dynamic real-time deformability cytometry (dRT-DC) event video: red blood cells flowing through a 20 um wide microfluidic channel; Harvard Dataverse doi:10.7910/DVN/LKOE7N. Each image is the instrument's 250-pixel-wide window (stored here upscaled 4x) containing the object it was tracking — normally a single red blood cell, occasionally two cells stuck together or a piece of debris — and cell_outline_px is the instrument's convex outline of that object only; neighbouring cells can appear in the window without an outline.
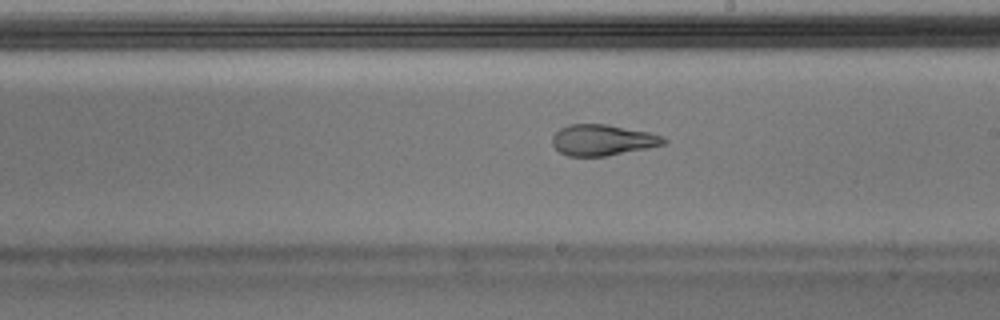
{"species": "Egyptian fruit bat (a non-hibernating species)", "species_latin": "Rousettus aegyptiacus", "temperature_condition": "warm", "stored_images_in_passage": 45, "camera_frame_rate_fps": 3000, "um_per_image_px": 0.085, "animal": {"sex": "male"}, "frame": {"image": 1, "passage_image": 24, "time_ms": 7.667, "image_size_px": [1000, 320], "cell_outline_px": [[668, 140], [664, 144], [648, 148], [608, 156], [568, 156], [560, 152], [552, 144], [552, 136], [560, 128], [568, 124], [608, 124], [648, 132], [664, 136]], "centroid_in_image_um": [51.23, 11.9], "position_along_channel_um": 237.8, "area_um2": 20.23}}
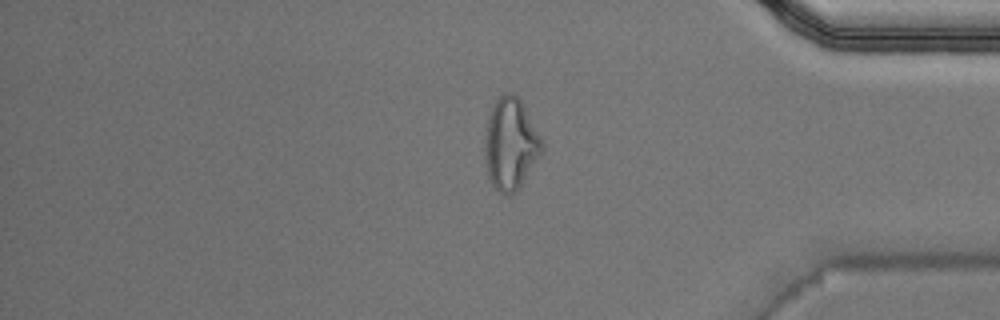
{"frame": {"image": 2, "passage_image": 37, "time_ms": 12.0, "image_size_px": [1000, 320], "cell_outline_px": [[544, 148], [540, 156], [520, 188], [512, 196], [508, 196], [500, 192], [492, 184], [488, 176], [484, 152], [484, 136], [488, 120], [492, 108], [496, 100], [504, 92], [512, 92], [520, 100], [540, 136], [544, 144]], "centroid_in_image_um": [43.4, 12.28], "position_along_channel_um": 391.8, "area_um2": 30.52}}
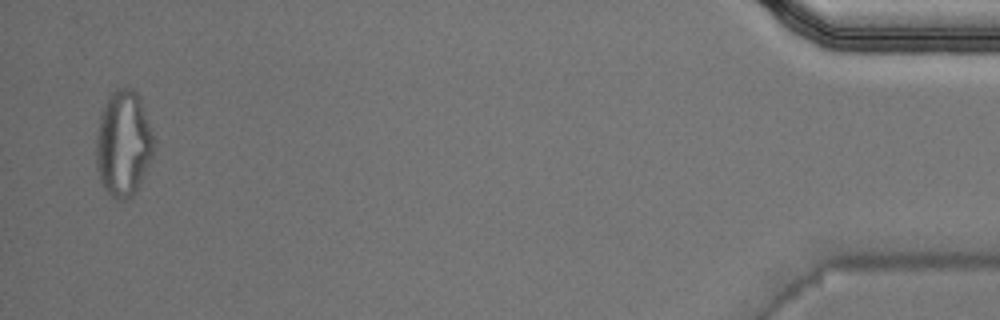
{"frame": {"image": 3, "passage_image": 44, "time_ms": 14.333, "image_size_px": [1000, 320], "cell_outline_px": [[156, 148], [132, 196], [124, 200], [120, 200], [112, 196], [104, 188], [100, 180], [96, 168], [96, 136], [100, 116], [104, 104], [108, 96], [116, 88], [132, 88], [140, 96], [156, 140]], "centroid_in_image_um": [10.49, 12.16], "position_along_channel_um": 424.7, "area_um2": 35.78}, "authors_computed_cell_mechanics": {"area_um2": 20.808, "velocity_mm_per_s": 4.0462, "shape_relaxation_time_tau1_ms": null, "shape_relaxation_time_tau2_ms": 1.63, "deformation_change_tau1": null, "deformation_change_tau2": 0.1009}}